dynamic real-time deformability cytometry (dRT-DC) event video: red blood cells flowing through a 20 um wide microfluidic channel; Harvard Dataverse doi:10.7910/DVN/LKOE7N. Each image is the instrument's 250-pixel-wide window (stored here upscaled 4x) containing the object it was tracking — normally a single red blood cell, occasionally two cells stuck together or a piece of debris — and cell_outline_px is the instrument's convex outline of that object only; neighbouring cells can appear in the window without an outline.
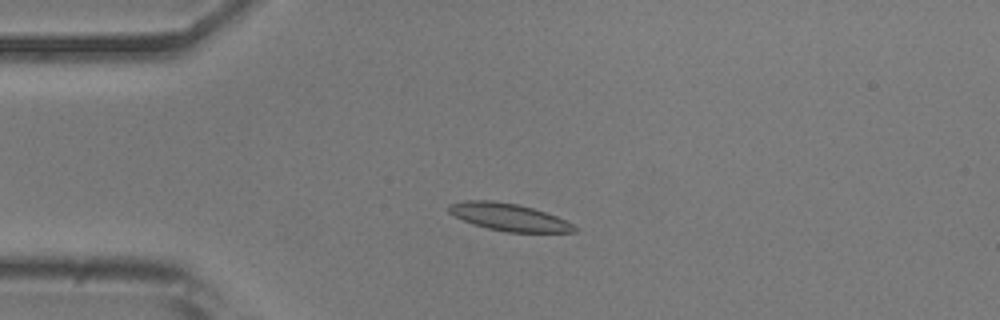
{"species": "common noctule bat (a hibernating species)", "species_latin": "Nyctalus noctula", "temperature_condition": "room temperature", "stored_images_in_passage": 52, "camera_frame_rate_fps": 3000, "um_per_image_px": 0.085, "animal": {"sex": "male", "body_mass_g": 20.5, "forearm_length_mm": 52.5}, "frame": {"image": 1, "passage_image": 12, "time_ms": 3.667, "image_size_px": [1000, 320], "cell_outline_px": [[580, 228], [576, 232], [508, 232], [488, 228], [472, 224], [448, 212], [448, 204], [464, 200], [492, 200], [516, 204], [532, 208], [556, 216]], "centroid_in_image_um": [43.24, 18.45], "position_along_channel_um": 41.8, "area_um2": 19.88}}
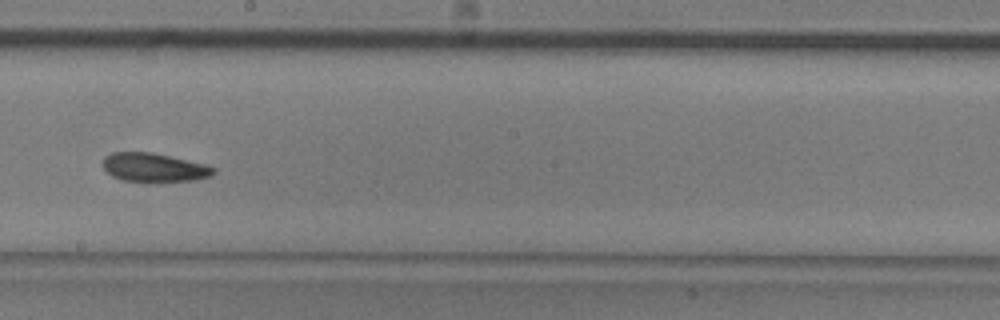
{"frame": {"image": 2, "passage_image": 29, "time_ms": 9.333, "image_size_px": [1000, 320], "cell_outline_px": [[216, 172], [212, 176], [196, 180], [156, 184], [124, 180], [112, 176], [104, 168], [104, 156], [112, 152], [152, 152], [204, 164], [216, 168]], "centroid_in_image_um": [13.13, 14.27], "position_along_channel_um": 235.1, "area_um2": 19.07}}
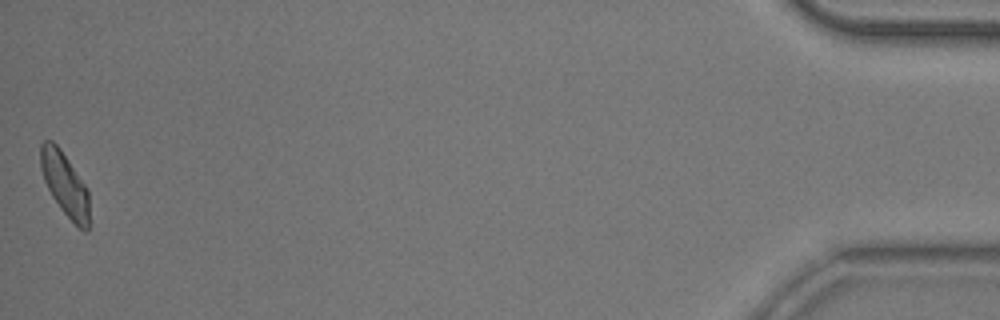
{"frame": {"image": 3, "passage_image": 52, "time_ms": 17.0, "image_size_px": [1000, 320], "cell_outline_px": [[88, 232], [84, 232], [60, 208], [52, 196], [44, 180], [40, 168], [40, 144], [44, 140], [52, 140], [60, 148], [88, 188]], "centroid_in_image_um": [5.5, 15.62], "position_along_channel_um": 429.7, "area_um2": 17.92}, "authors_computed_cell_mechanics": {"area_um2": 18.9873, "velocity_mm_per_s": 3.804, "shape_relaxation_time_tau1_ms": 3.552, "shape_relaxation_time_tau2_ms": 4.2618, "deformation_change_tau1": 0.114, "deformation_change_tau2": 0.1038}}